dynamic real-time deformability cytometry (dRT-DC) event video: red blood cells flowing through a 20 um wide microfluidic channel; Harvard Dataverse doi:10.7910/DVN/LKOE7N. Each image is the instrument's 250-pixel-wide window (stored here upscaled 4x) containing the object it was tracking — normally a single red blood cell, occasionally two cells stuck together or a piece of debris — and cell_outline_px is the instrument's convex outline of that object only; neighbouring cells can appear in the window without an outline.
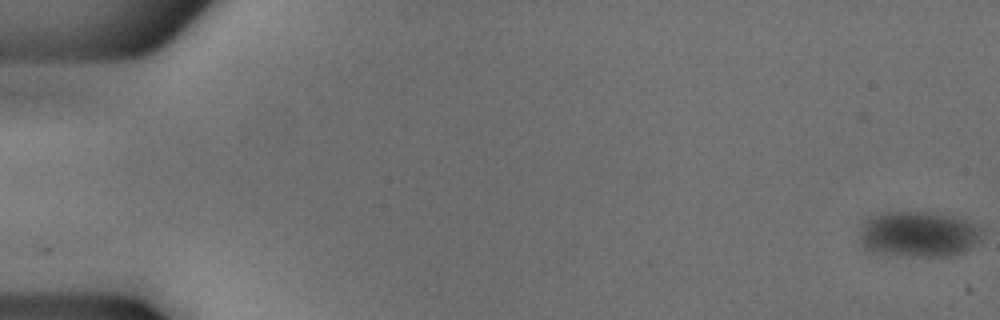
{"species": "common noctule bat (a hibernating species)", "species_latin": "Nyctalus noctula", "temperature_condition": "cold", "stored_images_in_passage": 54, "camera_frame_rate_fps": 3000, "um_per_image_px": 0.085, "animal": {"sex": "male", "body_mass_g": 18.8}, "frame": {"image": 1, "passage_image": 1, "time_ms": 0.0, "image_size_px": [1000, 320], "cell_outline_px": [[980, 240], [964, 252], [948, 256], [896, 256], [868, 252], [856, 240], [856, 232], [864, 220], [868, 216], [880, 212], [940, 212], [960, 216], [976, 224], [980, 228]], "centroid_in_image_um": [77.97, 19.89], "position_along_channel_um": 7.0, "area_um2": 33.99}}
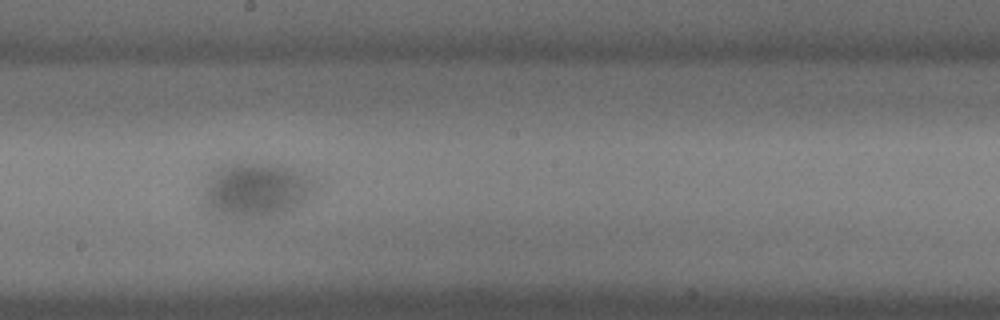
{"frame": {"image": 2, "passage_image": 31, "time_ms": 10.0, "image_size_px": [1000, 320], "cell_outline_px": [[324, 180], [320, 188], [300, 204], [276, 216], [228, 216], [216, 212], [208, 208], [204, 204], [204, 176], [212, 168], [220, 164], [244, 160], [256, 160], [284, 164]], "centroid_in_image_um": [21.84, 16.0], "position_along_channel_um": 226.4, "area_um2": 37.63}}
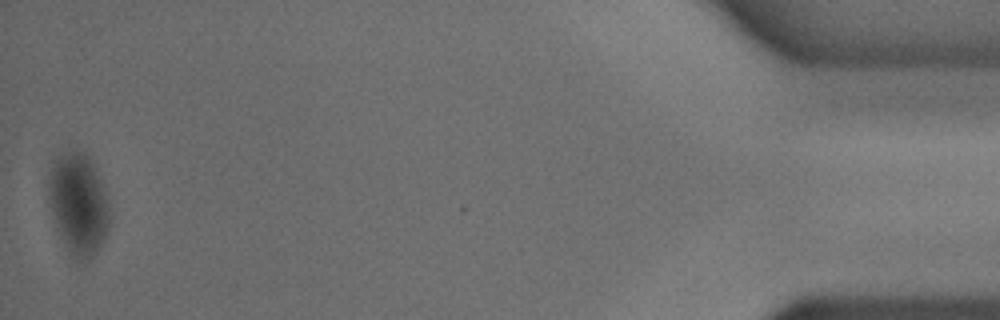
{"frame": {"image": 3, "passage_image": 54, "time_ms": 17.667, "image_size_px": [1000, 320], "cell_outline_px": [[108, 232], [100, 248], [88, 260], [76, 260], [68, 256], [56, 228], [48, 200], [48, 188], [52, 160], [56, 156], [64, 152], [76, 148], [84, 152], [88, 156], [108, 196]], "centroid_in_image_um": [6.64, 17.36], "position_along_channel_um": 428.6, "area_um2": 36.65}}